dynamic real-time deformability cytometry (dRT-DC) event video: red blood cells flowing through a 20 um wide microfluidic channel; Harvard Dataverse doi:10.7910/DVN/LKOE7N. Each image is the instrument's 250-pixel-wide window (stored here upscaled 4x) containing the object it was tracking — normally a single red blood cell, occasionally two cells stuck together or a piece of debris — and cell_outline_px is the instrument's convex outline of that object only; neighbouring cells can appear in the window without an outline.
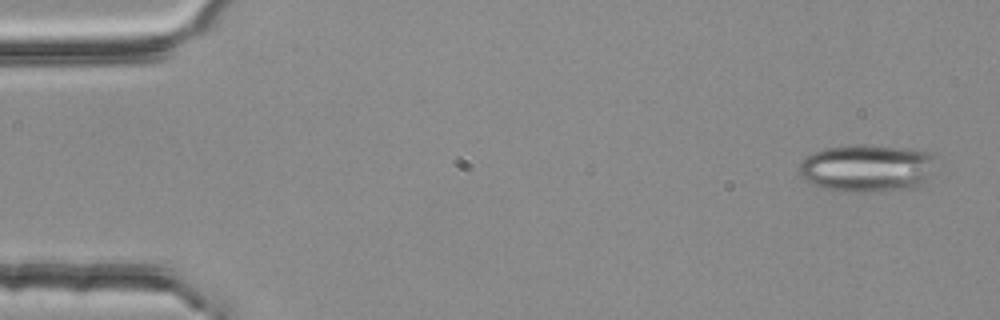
{"species": "common noctule bat (a hibernating species)", "species_latin": "Nyctalus noctula", "temperature_condition": "room temperature", "stored_images_in_passage": 4, "camera_frame_rate_fps": 3000, "um_per_image_px": 0.085, "animal": {"sex": "female", "body_mass_g": 25.1}, "frame": {"image": 1, "passage_image": 1, "time_ms": 0.0, "image_size_px": [1000, 320], "cell_outline_px": [[932, 156], [924, 180], [920, 184], [912, 188], [884, 192], [856, 192], [820, 188], [804, 180], [800, 176], [800, 164], [812, 152], [824, 148], [852, 144], [872, 144], [908, 148], [932, 152]], "centroid_in_image_um": [73.61, 14.28], "position_along_channel_um": 11.4, "area_um2": 37.8}}